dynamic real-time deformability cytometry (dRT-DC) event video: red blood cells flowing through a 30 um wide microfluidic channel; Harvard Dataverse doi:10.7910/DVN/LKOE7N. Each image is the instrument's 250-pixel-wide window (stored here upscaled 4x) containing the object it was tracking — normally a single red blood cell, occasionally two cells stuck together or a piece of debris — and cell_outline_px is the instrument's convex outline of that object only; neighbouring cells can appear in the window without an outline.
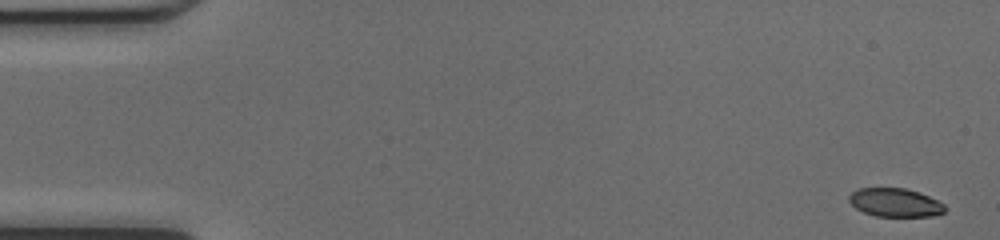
{"species": "common noctule bat (a hibernating species)", "species_latin": "Nyctalus noctula", "temperature_condition": "cold", "stored_images_in_passage": 48, "camera_frame_rate_fps": 3000, "um_per_image_px": 0.085, "animal": {"sex": "female", "body_mass_g": 17.0, "forearm_length_mm": 48.0}, "frame": {"image": 1, "passage_image": 1, "time_ms": 0.0, "image_size_px": [1000, 240], "cell_outline_px": [[948, 208], [944, 212], [932, 216], [876, 216], [864, 212], [856, 208], [848, 200], [848, 196], [852, 192], [860, 188], [904, 188], [920, 192], [944, 204]], "centroid_in_image_um": [76.1, 17.21], "position_along_channel_um": 8.9, "area_um2": 15.9}}
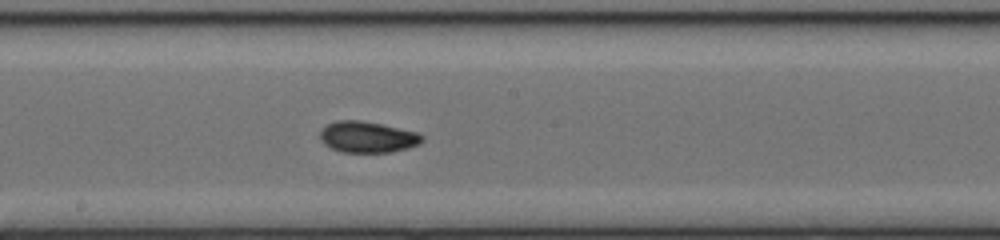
{"frame": {"image": 2, "passage_image": 26, "time_ms": 8.333, "image_size_px": [1000, 240], "cell_outline_px": [[424, 140], [420, 144], [408, 148], [392, 152], [340, 152], [324, 144], [320, 140], [320, 132], [328, 124], [336, 120], [360, 120], [380, 124], [416, 132], [424, 136]], "centroid_in_image_um": [31.24, 11.65], "position_along_channel_um": 217.0, "area_um2": 18.5}}
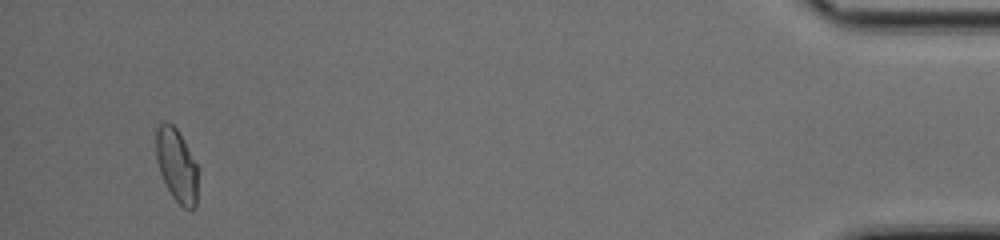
{"frame": {"image": 3, "passage_image": 46, "time_ms": 15.0, "image_size_px": [1000, 240], "cell_outline_px": [[196, 204], [192, 208], [184, 208], [172, 196], [160, 172], [156, 160], [156, 128], [164, 120], [172, 124], [176, 128], [196, 164]], "centroid_in_image_um": [14.97, 14.01], "position_along_channel_um": 420.2, "area_um2": 17.28}, "authors_computed_cell_mechanics": {"area_um2": 17.8891, "velocity_mm_per_s": 4.2668, "shape_relaxation_time_tau1_ms": 4.2924, "shape_relaxation_time_tau2_ms": 1.5753, "deformation_change_tau1": 0.1621, "deformation_change_tau2": 0.056}}